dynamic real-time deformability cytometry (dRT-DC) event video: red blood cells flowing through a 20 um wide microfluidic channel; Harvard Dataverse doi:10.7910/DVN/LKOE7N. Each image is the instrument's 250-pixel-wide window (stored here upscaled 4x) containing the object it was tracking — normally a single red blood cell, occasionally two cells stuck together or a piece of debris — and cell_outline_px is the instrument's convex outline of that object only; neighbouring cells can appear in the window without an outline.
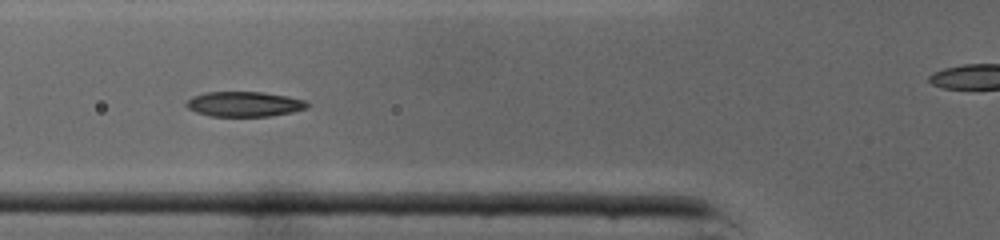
{"species": "common noctule bat (a hibernating species)", "species_latin": "Nyctalus noctula", "temperature_condition": "cold", "stored_images_in_passage": 30, "camera_frame_rate_fps": 3000, "um_per_image_px": 0.085, "animal": {"sex": "male", "body_mass_g": 19.0, "forearm_length_mm": 50.8}, "frame": {"image": 1, "passage_image": 5, "time_ms": 1.333, "image_size_px": [1000, 240], "cell_outline_px": [[308, 108], [292, 112], [272, 116], [208, 116], [196, 112], [188, 108], [184, 104], [192, 96], [204, 92], [264, 92], [288, 96], [304, 100], [308, 104]], "centroid_in_image_um": [20.75, 8.85], "position_along_channel_um": 105.1, "area_um2": 17.74}}
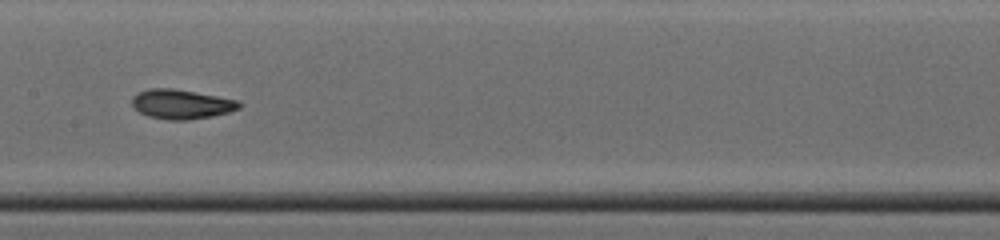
{"frame": {"image": 2, "passage_image": 11, "time_ms": 3.333, "image_size_px": [1000, 240], "cell_outline_px": [[240, 108], [228, 112], [212, 116], [188, 120], [168, 120], [148, 116], [140, 112], [132, 104], [132, 96], [140, 92], [152, 88], [172, 88], [240, 100]], "centroid_in_image_um": [15.43, 8.86], "position_along_channel_um": 192.0, "area_um2": 18.26}}
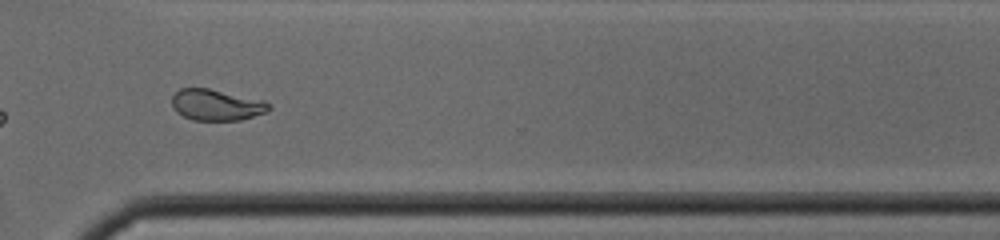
{"frame": {"image": 3, "passage_image": 22, "time_ms": 7.0, "image_size_px": [1000, 240], "cell_outline_px": [[272, 108], [268, 112], [240, 120], [192, 120], [176, 112], [172, 108], [172, 96], [180, 88], [208, 88], [264, 100]], "centroid_in_image_um": [18.39, 8.92], "position_along_channel_um": 352.2, "area_um2": 17.69}, "authors_computed_cell_mechanics": {"area_um2": 17.6579, "velocity_mm_per_s": 4.3579, "shape_relaxation_time_tau1_ms": 3.4729, "shape_relaxation_time_tau2_ms": 2.0575, "deformation_change_tau1": 0.1592, "deformation_change_tau2": 0.0735}}